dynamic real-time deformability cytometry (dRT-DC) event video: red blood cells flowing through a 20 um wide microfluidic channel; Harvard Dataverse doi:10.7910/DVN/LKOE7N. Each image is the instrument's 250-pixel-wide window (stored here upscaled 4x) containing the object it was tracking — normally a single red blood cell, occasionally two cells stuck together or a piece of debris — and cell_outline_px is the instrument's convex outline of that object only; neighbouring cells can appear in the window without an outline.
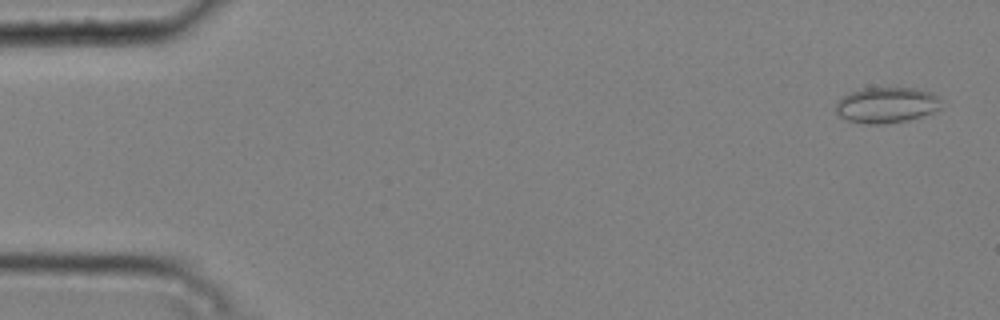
{"species": "common noctule bat (a hibernating species)", "species_latin": "Nyctalus noctula", "temperature_condition": "cold", "stored_images_in_passage": 4, "camera_frame_rate_fps": 3000, "um_per_image_px": 0.085, "animal": {"sex": "male", "body_mass_g": 20.4}, "frame": {"image": 1, "passage_image": 1, "time_ms": 0.0, "image_size_px": [1000, 320], "cell_outline_px": [[940, 108], [932, 112], [908, 120], [884, 124], [864, 124], [848, 120], [840, 116], [836, 112], [836, 104], [840, 96], [864, 88], [916, 88], [932, 92], [940, 96]], "centroid_in_image_um": [75.35, 8.92], "position_along_channel_um": 9.6, "area_um2": 22.02}}